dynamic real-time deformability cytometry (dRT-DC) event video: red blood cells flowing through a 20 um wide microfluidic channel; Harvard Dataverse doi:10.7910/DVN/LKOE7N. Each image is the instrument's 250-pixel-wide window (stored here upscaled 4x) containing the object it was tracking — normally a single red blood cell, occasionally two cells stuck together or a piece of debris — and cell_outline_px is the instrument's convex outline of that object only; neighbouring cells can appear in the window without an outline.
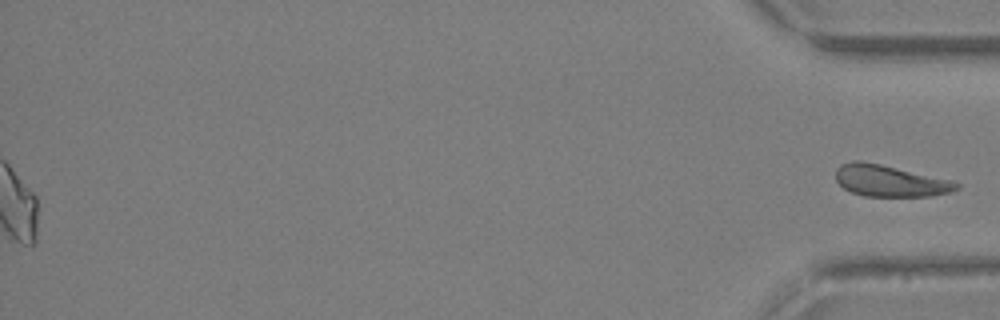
{"species": "Egyptian fruit bat (a non-hibernating species)", "species_latin": "Rousettus aegyptiacus", "temperature_condition": "warm", "stored_images_in_passage": 43, "segment_of_instrument_passage": [2, 2], "camera_frame_rate_fps": 3000, "um_per_image_px": 0.085, "animal": {"sex": "female"}, "frame": {"image": 1, "passage_image": 43, "time_ms": 14.0, "image_size_px": [1000, 320], "cell_outline_px": [[960, 188], [952, 192], [928, 196], [864, 196], [852, 192], [844, 188], [836, 180], [836, 168], [840, 164], [852, 160], [860, 160], [880, 164], [952, 180], [960, 184]], "centroid_in_image_um": [75.64, 15.36], "position_along_channel_um": 359.6, "area_um2": 22.2}}